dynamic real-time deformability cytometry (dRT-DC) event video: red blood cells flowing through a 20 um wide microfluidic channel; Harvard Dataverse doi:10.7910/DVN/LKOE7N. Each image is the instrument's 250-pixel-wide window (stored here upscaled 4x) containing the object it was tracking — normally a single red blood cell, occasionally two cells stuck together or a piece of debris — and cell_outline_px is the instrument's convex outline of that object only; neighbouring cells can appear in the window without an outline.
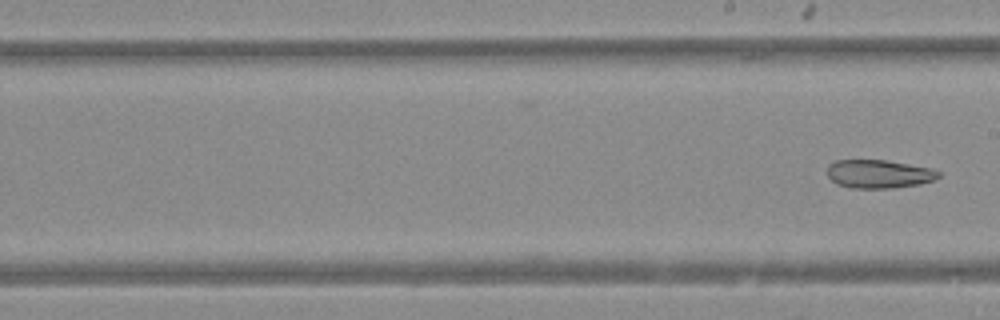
{"species": "Egyptian fruit bat (a non-hibernating species)", "species_latin": "Rousettus aegyptiacus", "temperature_condition": "warm", "stored_images_in_passage": 26, "camera_frame_rate_fps": 3000, "um_per_image_px": 0.085, "animal": {"sex": "female"}, "frame": {"image": 1, "passage_image": 26, "time_ms": 8.333, "image_size_px": [1000, 320], "cell_outline_px": [[940, 176], [936, 180], [920, 184], [892, 188], [852, 188], [836, 184], [828, 176], [828, 164], [836, 160], [884, 160], [932, 168], [940, 172]], "centroid_in_image_um": [74.72, 14.79], "position_along_channel_um": 214.3, "area_um2": 18.5}}